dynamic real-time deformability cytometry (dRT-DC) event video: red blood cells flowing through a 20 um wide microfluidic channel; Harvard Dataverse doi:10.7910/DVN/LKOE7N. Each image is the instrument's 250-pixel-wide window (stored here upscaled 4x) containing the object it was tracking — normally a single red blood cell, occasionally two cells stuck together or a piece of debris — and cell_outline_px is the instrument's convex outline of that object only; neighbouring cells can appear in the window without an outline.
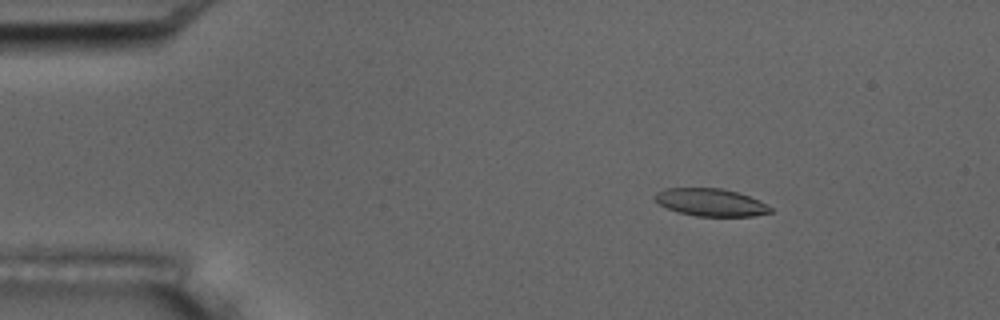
{"species": "common noctule bat (a hibernating species)", "species_latin": "Nyctalus noctula", "temperature_condition": "room temperature", "stored_images_in_passage": 5, "camera_frame_rate_fps": 3000, "um_per_image_px": 0.085, "animal": {"sex": "male", "body_mass_g": 17.5, "forearm_length_mm": 52.3}, "frame": {"image": 1, "passage_image": 3, "time_ms": 0.667, "image_size_px": [1000, 320], "cell_outline_px": [[772, 212], [756, 216], [696, 216], [676, 212], [660, 204], [652, 196], [656, 192], [664, 188], [720, 188], [736, 192], [760, 200], [772, 208]], "centroid_in_image_um": [60.4, 17.2], "position_along_channel_um": 24.6, "area_um2": 18.61}}